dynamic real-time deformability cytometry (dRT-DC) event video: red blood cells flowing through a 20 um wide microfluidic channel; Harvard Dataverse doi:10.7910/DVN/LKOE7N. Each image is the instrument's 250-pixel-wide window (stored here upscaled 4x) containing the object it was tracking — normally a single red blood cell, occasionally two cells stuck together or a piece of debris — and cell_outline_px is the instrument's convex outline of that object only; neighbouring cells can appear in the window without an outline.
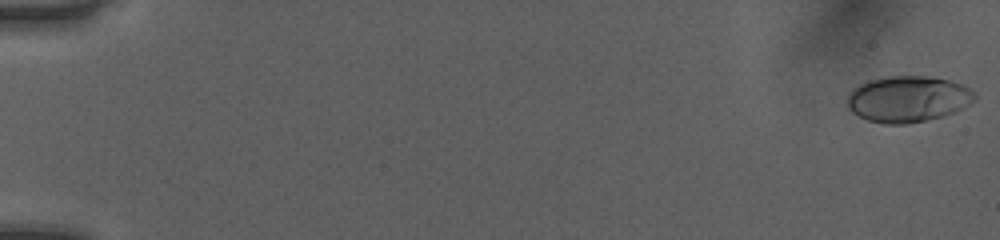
{"species": "human", "species_latin": "Homo sapiens", "temperature_condition": "room temperature", "stored_images_in_passage": 52, "camera_frame_rate_fps": 3000, "um_per_image_px": 0.085, "donor": {"sex": "female"}, "frame": {"image": 1, "passage_image": 1, "time_ms": 0.0, "image_size_px": [1000, 240], "cell_outline_px": [[976, 100], [956, 112], [944, 116], [928, 120], [908, 124], [884, 124], [868, 120], [852, 112], [848, 108], [848, 92], [852, 88], [860, 84], [872, 80], [888, 76], [928, 76], [948, 80], [964, 84], [976, 92]], "centroid_in_image_um": [77.22, 8.42], "position_along_channel_um": 7.8, "area_um2": 34.62}}
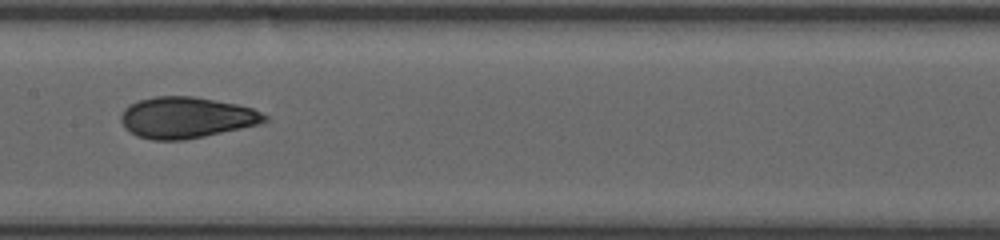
{"frame": {"image": 2, "passage_image": 28, "time_ms": 9.0, "image_size_px": [1000, 240], "cell_outline_px": [[268, 120], [260, 124], [204, 136], [184, 140], [152, 140], [136, 136], [124, 128], [120, 120], [120, 116], [124, 108], [128, 104], [136, 100], [152, 96], [192, 96], [236, 104], [252, 108], [268, 116]], "centroid_in_image_um": [15.78, 9.99], "position_along_channel_um": 191.6, "area_um2": 34.68}}
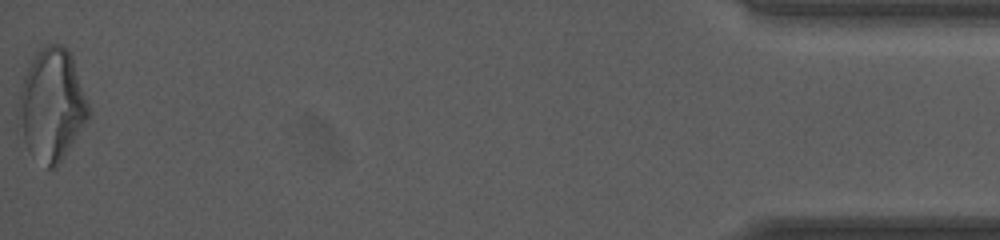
{"frame": {"image": 3, "passage_image": 52, "time_ms": 17.0, "image_size_px": [1000, 240], "cell_outline_px": [[92, 116], [56, 168], [48, 168], [28, 152], [24, 140], [20, 116], [20, 92], [24, 76], [36, 52], [40, 48], [48, 44], [60, 44], [72, 56]], "centroid_in_image_um": [4.45, 8.94], "position_along_channel_um": 430.8, "area_um2": 45.03}, "authors_computed_cell_mechanics": {"area_um2": 33.8997, "velocity_mm_per_s": 4.0802, "shape_relaxation_time_tau1_ms": 5.6478, "shape_relaxation_time_tau2_ms": 1.2229, "deformation_change_tau1": 0.1732, "deformation_change_tau2": 0.0675}}